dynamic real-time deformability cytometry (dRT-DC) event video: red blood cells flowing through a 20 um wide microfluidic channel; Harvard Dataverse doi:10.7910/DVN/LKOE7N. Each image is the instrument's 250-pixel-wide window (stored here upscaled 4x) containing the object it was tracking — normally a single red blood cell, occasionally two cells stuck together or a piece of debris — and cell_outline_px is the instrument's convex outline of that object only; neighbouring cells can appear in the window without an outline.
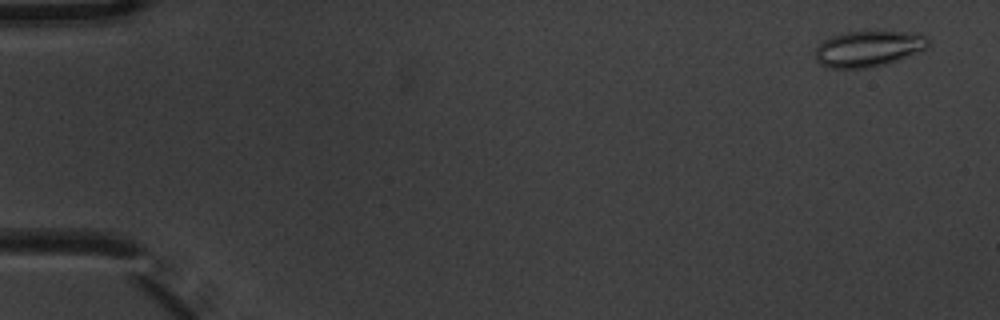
{"species": "common noctule bat (a hibernating species)", "species_latin": "Nyctalus noctula", "temperature_condition": "warm", "stored_images_in_passage": 4, "camera_frame_rate_fps": 3000, "um_per_image_px": 0.085, "animal": {"sex": "male", "body_mass_g": 20.1, "forearm_length_mm": 53.5}, "frame": {"image": 1, "passage_image": 1, "time_ms": 0.0, "image_size_px": [1000, 320], "cell_outline_px": [[928, 48], [920, 52], [884, 64], [868, 68], [828, 68], [820, 64], [816, 60], [816, 48], [824, 40], [832, 36], [844, 32], [904, 32], [924, 36], [928, 40]], "centroid_in_image_um": [73.78, 4.15], "position_along_channel_um": 11.2, "area_um2": 23.29}}
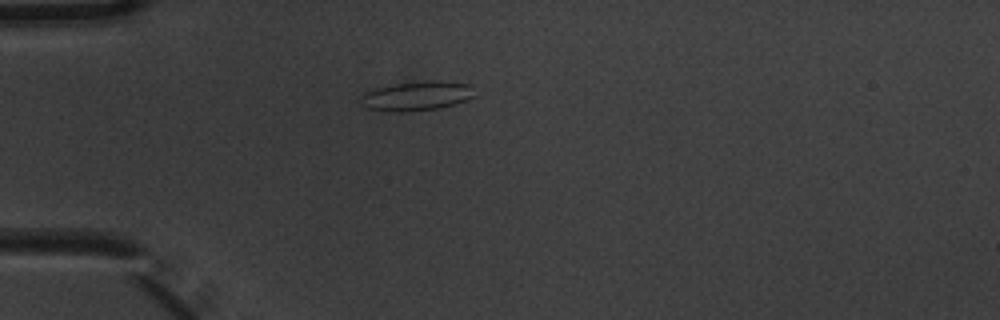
{"frame": {"image": 2, "passage_image": 4, "time_ms": 1.0, "image_size_px": [1000, 320], "cell_outline_px": [[476, 96], [468, 100], [456, 104], [440, 108], [412, 112], [392, 112], [368, 108], [360, 100], [360, 96], [364, 92], [376, 88], [396, 84], [424, 80], [472, 84]], "centroid_in_image_um": [35.47, 8.17], "position_along_channel_um": 49.5, "area_um2": 19.71}}